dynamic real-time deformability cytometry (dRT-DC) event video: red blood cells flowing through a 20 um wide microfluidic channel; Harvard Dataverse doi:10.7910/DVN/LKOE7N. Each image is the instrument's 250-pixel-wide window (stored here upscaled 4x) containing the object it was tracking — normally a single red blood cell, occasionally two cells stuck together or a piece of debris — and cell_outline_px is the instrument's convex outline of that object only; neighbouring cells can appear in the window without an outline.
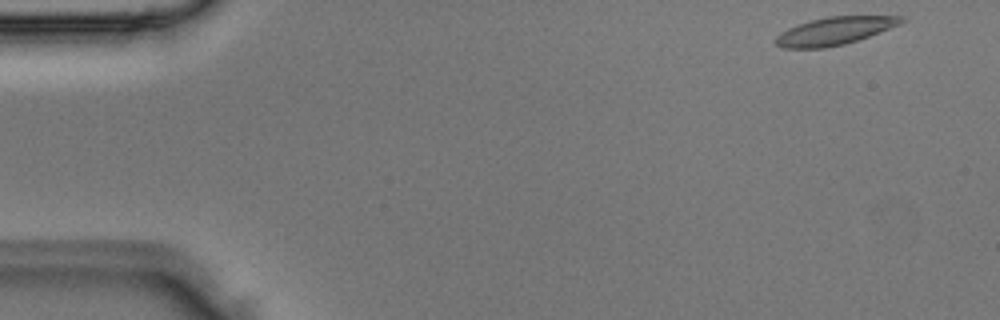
{"species": "Egyptian fruit bat (a non-hibernating species)", "species_latin": "Rousettus aegyptiacus", "temperature_condition": "room temperature", "stored_images_in_passage": 4, "camera_frame_rate_fps": 3000, "um_per_image_px": 0.085, "animal": {"sex": "male"}, "frame": {"image": 1, "passage_image": 1, "time_ms": 0.0, "image_size_px": [1000, 320], "cell_outline_px": [[908, 20], [900, 24], [880, 32], [844, 44], [824, 48], [784, 48], [776, 44], [772, 40], [776, 36], [788, 28], [812, 20], [828, 16], [904, 16]], "centroid_in_image_um": [70.95, 2.63], "position_along_channel_um": 14.1, "area_um2": 20.17}}